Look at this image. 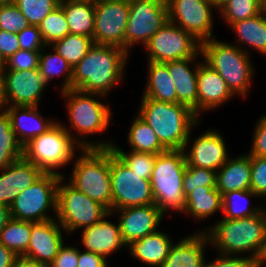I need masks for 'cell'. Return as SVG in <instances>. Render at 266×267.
<instances>
[{
    "label": "cell",
    "mask_w": 266,
    "mask_h": 267,
    "mask_svg": "<svg viewBox=\"0 0 266 267\" xmlns=\"http://www.w3.org/2000/svg\"><path fill=\"white\" fill-rule=\"evenodd\" d=\"M219 219L195 230L206 232L211 250L213 248V251L222 255L246 256L259 261L266 245L264 208L250 217Z\"/></svg>",
    "instance_id": "3957f363"
},
{
    "label": "cell",
    "mask_w": 266,
    "mask_h": 267,
    "mask_svg": "<svg viewBox=\"0 0 266 267\" xmlns=\"http://www.w3.org/2000/svg\"><path fill=\"white\" fill-rule=\"evenodd\" d=\"M109 211L100 203L91 200L61 177L57 187L56 220L73 237L100 221Z\"/></svg>",
    "instance_id": "9c48e42d"
},
{
    "label": "cell",
    "mask_w": 266,
    "mask_h": 267,
    "mask_svg": "<svg viewBox=\"0 0 266 267\" xmlns=\"http://www.w3.org/2000/svg\"><path fill=\"white\" fill-rule=\"evenodd\" d=\"M215 254L216 257L211 261L210 258H206L203 267H259V261L255 258Z\"/></svg>",
    "instance_id": "7dc6e473"
},
{
    "label": "cell",
    "mask_w": 266,
    "mask_h": 267,
    "mask_svg": "<svg viewBox=\"0 0 266 267\" xmlns=\"http://www.w3.org/2000/svg\"><path fill=\"white\" fill-rule=\"evenodd\" d=\"M200 121L191 131L183 149L188 166L217 171L232 155L227 140L218 128H208L194 136L193 131L201 126ZM196 128V129H195ZM194 136V137H192ZM193 138V140H192Z\"/></svg>",
    "instance_id": "9a60e30c"
},
{
    "label": "cell",
    "mask_w": 266,
    "mask_h": 267,
    "mask_svg": "<svg viewBox=\"0 0 266 267\" xmlns=\"http://www.w3.org/2000/svg\"><path fill=\"white\" fill-rule=\"evenodd\" d=\"M161 229L127 245L129 256L143 266L160 267L175 241L174 235Z\"/></svg>",
    "instance_id": "d4e9b609"
},
{
    "label": "cell",
    "mask_w": 266,
    "mask_h": 267,
    "mask_svg": "<svg viewBox=\"0 0 266 267\" xmlns=\"http://www.w3.org/2000/svg\"><path fill=\"white\" fill-rule=\"evenodd\" d=\"M41 106H6L5 110L11 119V127L17 140L24 147L36 136L47 132L58 121L47 118L39 111Z\"/></svg>",
    "instance_id": "603a6c76"
},
{
    "label": "cell",
    "mask_w": 266,
    "mask_h": 267,
    "mask_svg": "<svg viewBox=\"0 0 266 267\" xmlns=\"http://www.w3.org/2000/svg\"><path fill=\"white\" fill-rule=\"evenodd\" d=\"M256 124V125H255ZM251 136V147L247 153L250 156L266 157V113L258 117Z\"/></svg>",
    "instance_id": "bcb514c9"
},
{
    "label": "cell",
    "mask_w": 266,
    "mask_h": 267,
    "mask_svg": "<svg viewBox=\"0 0 266 267\" xmlns=\"http://www.w3.org/2000/svg\"><path fill=\"white\" fill-rule=\"evenodd\" d=\"M59 0H14L30 25L38 26L58 5Z\"/></svg>",
    "instance_id": "ab89813d"
},
{
    "label": "cell",
    "mask_w": 266,
    "mask_h": 267,
    "mask_svg": "<svg viewBox=\"0 0 266 267\" xmlns=\"http://www.w3.org/2000/svg\"><path fill=\"white\" fill-rule=\"evenodd\" d=\"M136 113L153 129L167 150H183L190 131L201 119L179 103L140 98Z\"/></svg>",
    "instance_id": "5b68a950"
},
{
    "label": "cell",
    "mask_w": 266,
    "mask_h": 267,
    "mask_svg": "<svg viewBox=\"0 0 266 267\" xmlns=\"http://www.w3.org/2000/svg\"><path fill=\"white\" fill-rule=\"evenodd\" d=\"M10 208L6 205L0 204V232L6 225V223L10 220Z\"/></svg>",
    "instance_id": "9f6ffc18"
},
{
    "label": "cell",
    "mask_w": 266,
    "mask_h": 267,
    "mask_svg": "<svg viewBox=\"0 0 266 267\" xmlns=\"http://www.w3.org/2000/svg\"><path fill=\"white\" fill-rule=\"evenodd\" d=\"M128 18L129 2L95 0L93 42L125 49V29Z\"/></svg>",
    "instance_id": "2e32d148"
},
{
    "label": "cell",
    "mask_w": 266,
    "mask_h": 267,
    "mask_svg": "<svg viewBox=\"0 0 266 267\" xmlns=\"http://www.w3.org/2000/svg\"><path fill=\"white\" fill-rule=\"evenodd\" d=\"M14 0H0V5L12 3Z\"/></svg>",
    "instance_id": "94428289"
},
{
    "label": "cell",
    "mask_w": 266,
    "mask_h": 267,
    "mask_svg": "<svg viewBox=\"0 0 266 267\" xmlns=\"http://www.w3.org/2000/svg\"><path fill=\"white\" fill-rule=\"evenodd\" d=\"M143 48L146 60L156 63L202 58L201 42L171 21L166 22Z\"/></svg>",
    "instance_id": "8fae6325"
},
{
    "label": "cell",
    "mask_w": 266,
    "mask_h": 267,
    "mask_svg": "<svg viewBox=\"0 0 266 267\" xmlns=\"http://www.w3.org/2000/svg\"><path fill=\"white\" fill-rule=\"evenodd\" d=\"M41 51L18 50L4 62L3 71H26L39 69Z\"/></svg>",
    "instance_id": "ee69618b"
},
{
    "label": "cell",
    "mask_w": 266,
    "mask_h": 267,
    "mask_svg": "<svg viewBox=\"0 0 266 267\" xmlns=\"http://www.w3.org/2000/svg\"><path fill=\"white\" fill-rule=\"evenodd\" d=\"M44 172L24 157L13 162V183L18 192L31 186Z\"/></svg>",
    "instance_id": "b9f144b4"
},
{
    "label": "cell",
    "mask_w": 266,
    "mask_h": 267,
    "mask_svg": "<svg viewBox=\"0 0 266 267\" xmlns=\"http://www.w3.org/2000/svg\"><path fill=\"white\" fill-rule=\"evenodd\" d=\"M203 61L225 81L231 92L241 100L251 95L254 88L256 67L254 58L237 45L214 37L201 43Z\"/></svg>",
    "instance_id": "277c9868"
},
{
    "label": "cell",
    "mask_w": 266,
    "mask_h": 267,
    "mask_svg": "<svg viewBox=\"0 0 266 267\" xmlns=\"http://www.w3.org/2000/svg\"><path fill=\"white\" fill-rule=\"evenodd\" d=\"M257 199L252 204L253 199ZM258 202V204H257ZM264 208V202L252 190L230 191L222 195V215L225 219L253 216Z\"/></svg>",
    "instance_id": "1f68e13d"
},
{
    "label": "cell",
    "mask_w": 266,
    "mask_h": 267,
    "mask_svg": "<svg viewBox=\"0 0 266 267\" xmlns=\"http://www.w3.org/2000/svg\"><path fill=\"white\" fill-rule=\"evenodd\" d=\"M251 156L246 152L230 156L216 171V188L223 195L230 191L250 190Z\"/></svg>",
    "instance_id": "484cf974"
},
{
    "label": "cell",
    "mask_w": 266,
    "mask_h": 267,
    "mask_svg": "<svg viewBox=\"0 0 266 267\" xmlns=\"http://www.w3.org/2000/svg\"><path fill=\"white\" fill-rule=\"evenodd\" d=\"M6 99H5V83H4V72L3 67H0V110L5 109Z\"/></svg>",
    "instance_id": "6f0895ef"
},
{
    "label": "cell",
    "mask_w": 266,
    "mask_h": 267,
    "mask_svg": "<svg viewBox=\"0 0 266 267\" xmlns=\"http://www.w3.org/2000/svg\"><path fill=\"white\" fill-rule=\"evenodd\" d=\"M22 157L23 146L12 130L9 114L0 110V171Z\"/></svg>",
    "instance_id": "e575fe53"
},
{
    "label": "cell",
    "mask_w": 266,
    "mask_h": 267,
    "mask_svg": "<svg viewBox=\"0 0 266 267\" xmlns=\"http://www.w3.org/2000/svg\"><path fill=\"white\" fill-rule=\"evenodd\" d=\"M186 166L183 150H166L156 157L150 183L154 204L165 216L172 211L182 215L185 209L182 181Z\"/></svg>",
    "instance_id": "52a82bcc"
},
{
    "label": "cell",
    "mask_w": 266,
    "mask_h": 267,
    "mask_svg": "<svg viewBox=\"0 0 266 267\" xmlns=\"http://www.w3.org/2000/svg\"><path fill=\"white\" fill-rule=\"evenodd\" d=\"M114 217L112 212H108L100 221L81 230L78 234L80 248L97 253L109 262L111 255L126 251L127 245L122 239L118 219L111 220Z\"/></svg>",
    "instance_id": "d6986e66"
},
{
    "label": "cell",
    "mask_w": 266,
    "mask_h": 267,
    "mask_svg": "<svg viewBox=\"0 0 266 267\" xmlns=\"http://www.w3.org/2000/svg\"><path fill=\"white\" fill-rule=\"evenodd\" d=\"M263 0H229L219 11L218 18L229 28L233 23L259 15Z\"/></svg>",
    "instance_id": "8d00e7d4"
},
{
    "label": "cell",
    "mask_w": 266,
    "mask_h": 267,
    "mask_svg": "<svg viewBox=\"0 0 266 267\" xmlns=\"http://www.w3.org/2000/svg\"><path fill=\"white\" fill-rule=\"evenodd\" d=\"M146 83L140 98L177 103V93L165 63L146 61Z\"/></svg>",
    "instance_id": "f1b7e54d"
},
{
    "label": "cell",
    "mask_w": 266,
    "mask_h": 267,
    "mask_svg": "<svg viewBox=\"0 0 266 267\" xmlns=\"http://www.w3.org/2000/svg\"><path fill=\"white\" fill-rule=\"evenodd\" d=\"M82 148L58 121L47 132L36 136L23 147V157L44 173L66 176V167ZM64 171V172H63Z\"/></svg>",
    "instance_id": "ba28073f"
},
{
    "label": "cell",
    "mask_w": 266,
    "mask_h": 267,
    "mask_svg": "<svg viewBox=\"0 0 266 267\" xmlns=\"http://www.w3.org/2000/svg\"><path fill=\"white\" fill-rule=\"evenodd\" d=\"M17 255L0 243V267H14Z\"/></svg>",
    "instance_id": "db71d44e"
},
{
    "label": "cell",
    "mask_w": 266,
    "mask_h": 267,
    "mask_svg": "<svg viewBox=\"0 0 266 267\" xmlns=\"http://www.w3.org/2000/svg\"><path fill=\"white\" fill-rule=\"evenodd\" d=\"M38 27L45 45H52L69 34L65 13L60 5L49 13Z\"/></svg>",
    "instance_id": "f35d334b"
},
{
    "label": "cell",
    "mask_w": 266,
    "mask_h": 267,
    "mask_svg": "<svg viewBox=\"0 0 266 267\" xmlns=\"http://www.w3.org/2000/svg\"><path fill=\"white\" fill-rule=\"evenodd\" d=\"M169 21L166 0H131L129 18L125 29V50L131 55L139 45L144 47L149 39ZM141 44V45H140Z\"/></svg>",
    "instance_id": "7c38bea8"
},
{
    "label": "cell",
    "mask_w": 266,
    "mask_h": 267,
    "mask_svg": "<svg viewBox=\"0 0 266 267\" xmlns=\"http://www.w3.org/2000/svg\"><path fill=\"white\" fill-rule=\"evenodd\" d=\"M263 11L266 13V0H263Z\"/></svg>",
    "instance_id": "6125c7cd"
},
{
    "label": "cell",
    "mask_w": 266,
    "mask_h": 267,
    "mask_svg": "<svg viewBox=\"0 0 266 267\" xmlns=\"http://www.w3.org/2000/svg\"><path fill=\"white\" fill-rule=\"evenodd\" d=\"M3 72L6 106H41L49 86L39 69Z\"/></svg>",
    "instance_id": "e0dca14e"
},
{
    "label": "cell",
    "mask_w": 266,
    "mask_h": 267,
    "mask_svg": "<svg viewBox=\"0 0 266 267\" xmlns=\"http://www.w3.org/2000/svg\"><path fill=\"white\" fill-rule=\"evenodd\" d=\"M59 96L64 100L66 119H68L67 123L62 120L59 122L72 139L82 149L111 148L115 139L98 137L106 134L111 124H115L112 121L114 111L110 107L112 104L107 101L108 98L75 89L62 91Z\"/></svg>",
    "instance_id": "6da1fadb"
},
{
    "label": "cell",
    "mask_w": 266,
    "mask_h": 267,
    "mask_svg": "<svg viewBox=\"0 0 266 267\" xmlns=\"http://www.w3.org/2000/svg\"><path fill=\"white\" fill-rule=\"evenodd\" d=\"M60 178L56 174L44 173L31 186L19 192L9 207L11 218L32 222L56 219Z\"/></svg>",
    "instance_id": "30bf717a"
},
{
    "label": "cell",
    "mask_w": 266,
    "mask_h": 267,
    "mask_svg": "<svg viewBox=\"0 0 266 267\" xmlns=\"http://www.w3.org/2000/svg\"><path fill=\"white\" fill-rule=\"evenodd\" d=\"M236 36L231 40L233 44L252 56L253 52L266 57V13L237 21L229 27ZM252 49V50H251Z\"/></svg>",
    "instance_id": "4316f807"
},
{
    "label": "cell",
    "mask_w": 266,
    "mask_h": 267,
    "mask_svg": "<svg viewBox=\"0 0 266 267\" xmlns=\"http://www.w3.org/2000/svg\"><path fill=\"white\" fill-rule=\"evenodd\" d=\"M78 267H111L110 262L97 253L80 249L78 246Z\"/></svg>",
    "instance_id": "f5cc1de1"
},
{
    "label": "cell",
    "mask_w": 266,
    "mask_h": 267,
    "mask_svg": "<svg viewBox=\"0 0 266 267\" xmlns=\"http://www.w3.org/2000/svg\"><path fill=\"white\" fill-rule=\"evenodd\" d=\"M70 166V173L67 172L64 178L111 212L110 148L81 149Z\"/></svg>",
    "instance_id": "8992f818"
},
{
    "label": "cell",
    "mask_w": 266,
    "mask_h": 267,
    "mask_svg": "<svg viewBox=\"0 0 266 267\" xmlns=\"http://www.w3.org/2000/svg\"><path fill=\"white\" fill-rule=\"evenodd\" d=\"M222 215V194L216 186H205L192 190L185 196L183 216L198 221L210 220L212 216Z\"/></svg>",
    "instance_id": "83f0119b"
},
{
    "label": "cell",
    "mask_w": 266,
    "mask_h": 267,
    "mask_svg": "<svg viewBox=\"0 0 266 267\" xmlns=\"http://www.w3.org/2000/svg\"><path fill=\"white\" fill-rule=\"evenodd\" d=\"M130 56L122 47L94 43L72 69V89L109 98L126 81Z\"/></svg>",
    "instance_id": "7a4b0ae2"
},
{
    "label": "cell",
    "mask_w": 266,
    "mask_h": 267,
    "mask_svg": "<svg viewBox=\"0 0 266 267\" xmlns=\"http://www.w3.org/2000/svg\"><path fill=\"white\" fill-rule=\"evenodd\" d=\"M197 84V116L200 119L206 112H216L236 97L226 81L204 61L199 64Z\"/></svg>",
    "instance_id": "44dd1931"
},
{
    "label": "cell",
    "mask_w": 266,
    "mask_h": 267,
    "mask_svg": "<svg viewBox=\"0 0 266 267\" xmlns=\"http://www.w3.org/2000/svg\"><path fill=\"white\" fill-rule=\"evenodd\" d=\"M29 25L26 17L13 2L0 5V30L18 33Z\"/></svg>",
    "instance_id": "7bdbcfd3"
},
{
    "label": "cell",
    "mask_w": 266,
    "mask_h": 267,
    "mask_svg": "<svg viewBox=\"0 0 266 267\" xmlns=\"http://www.w3.org/2000/svg\"><path fill=\"white\" fill-rule=\"evenodd\" d=\"M67 240L60 247L57 256L49 267H78V246L67 243Z\"/></svg>",
    "instance_id": "f907efd6"
},
{
    "label": "cell",
    "mask_w": 266,
    "mask_h": 267,
    "mask_svg": "<svg viewBox=\"0 0 266 267\" xmlns=\"http://www.w3.org/2000/svg\"><path fill=\"white\" fill-rule=\"evenodd\" d=\"M13 183V163L0 171V204L10 207L18 195Z\"/></svg>",
    "instance_id": "c3c4849f"
},
{
    "label": "cell",
    "mask_w": 266,
    "mask_h": 267,
    "mask_svg": "<svg viewBox=\"0 0 266 267\" xmlns=\"http://www.w3.org/2000/svg\"><path fill=\"white\" fill-rule=\"evenodd\" d=\"M203 58H185L165 62L177 93V103L190 108L197 115V77Z\"/></svg>",
    "instance_id": "cb8c5ba5"
},
{
    "label": "cell",
    "mask_w": 266,
    "mask_h": 267,
    "mask_svg": "<svg viewBox=\"0 0 266 267\" xmlns=\"http://www.w3.org/2000/svg\"><path fill=\"white\" fill-rule=\"evenodd\" d=\"M20 49L17 33L0 30V58L3 62Z\"/></svg>",
    "instance_id": "816d5d0a"
},
{
    "label": "cell",
    "mask_w": 266,
    "mask_h": 267,
    "mask_svg": "<svg viewBox=\"0 0 266 267\" xmlns=\"http://www.w3.org/2000/svg\"><path fill=\"white\" fill-rule=\"evenodd\" d=\"M130 120L125 140L129 150L159 154L167 149L160 143L153 129L136 113Z\"/></svg>",
    "instance_id": "d6a6232c"
},
{
    "label": "cell",
    "mask_w": 266,
    "mask_h": 267,
    "mask_svg": "<svg viewBox=\"0 0 266 267\" xmlns=\"http://www.w3.org/2000/svg\"><path fill=\"white\" fill-rule=\"evenodd\" d=\"M259 267H266V245L262 253V256L259 260Z\"/></svg>",
    "instance_id": "91938a15"
},
{
    "label": "cell",
    "mask_w": 266,
    "mask_h": 267,
    "mask_svg": "<svg viewBox=\"0 0 266 267\" xmlns=\"http://www.w3.org/2000/svg\"><path fill=\"white\" fill-rule=\"evenodd\" d=\"M166 3L169 21L192 34L201 43L220 37L214 32V15L217 18L218 11L209 0H166Z\"/></svg>",
    "instance_id": "5bb4252c"
},
{
    "label": "cell",
    "mask_w": 266,
    "mask_h": 267,
    "mask_svg": "<svg viewBox=\"0 0 266 267\" xmlns=\"http://www.w3.org/2000/svg\"><path fill=\"white\" fill-rule=\"evenodd\" d=\"M31 230L32 221L10 218L0 232V243L17 256H23L28 249Z\"/></svg>",
    "instance_id": "836d02e7"
},
{
    "label": "cell",
    "mask_w": 266,
    "mask_h": 267,
    "mask_svg": "<svg viewBox=\"0 0 266 267\" xmlns=\"http://www.w3.org/2000/svg\"><path fill=\"white\" fill-rule=\"evenodd\" d=\"M17 36L21 50L42 51L46 46L38 26L29 25L25 29L19 31Z\"/></svg>",
    "instance_id": "681fc988"
},
{
    "label": "cell",
    "mask_w": 266,
    "mask_h": 267,
    "mask_svg": "<svg viewBox=\"0 0 266 267\" xmlns=\"http://www.w3.org/2000/svg\"><path fill=\"white\" fill-rule=\"evenodd\" d=\"M69 33L93 37L95 0H61Z\"/></svg>",
    "instance_id": "f546056e"
},
{
    "label": "cell",
    "mask_w": 266,
    "mask_h": 267,
    "mask_svg": "<svg viewBox=\"0 0 266 267\" xmlns=\"http://www.w3.org/2000/svg\"><path fill=\"white\" fill-rule=\"evenodd\" d=\"M39 71L48 86L55 78H61L58 93L72 89V68L50 45H46L39 57Z\"/></svg>",
    "instance_id": "4dcf8cb0"
},
{
    "label": "cell",
    "mask_w": 266,
    "mask_h": 267,
    "mask_svg": "<svg viewBox=\"0 0 266 267\" xmlns=\"http://www.w3.org/2000/svg\"><path fill=\"white\" fill-rule=\"evenodd\" d=\"M192 232L174 241L160 267H203L210 241L205 231Z\"/></svg>",
    "instance_id": "7402d4cb"
},
{
    "label": "cell",
    "mask_w": 266,
    "mask_h": 267,
    "mask_svg": "<svg viewBox=\"0 0 266 267\" xmlns=\"http://www.w3.org/2000/svg\"><path fill=\"white\" fill-rule=\"evenodd\" d=\"M111 150L135 173L141 178L150 180L158 154L135 152L125 150L120 144L113 142Z\"/></svg>",
    "instance_id": "74e56055"
},
{
    "label": "cell",
    "mask_w": 266,
    "mask_h": 267,
    "mask_svg": "<svg viewBox=\"0 0 266 267\" xmlns=\"http://www.w3.org/2000/svg\"><path fill=\"white\" fill-rule=\"evenodd\" d=\"M112 209L154 204L150 180L133 172L110 148Z\"/></svg>",
    "instance_id": "4fadbf2b"
},
{
    "label": "cell",
    "mask_w": 266,
    "mask_h": 267,
    "mask_svg": "<svg viewBox=\"0 0 266 267\" xmlns=\"http://www.w3.org/2000/svg\"><path fill=\"white\" fill-rule=\"evenodd\" d=\"M14 267H49V266L42 264L38 261L31 260L24 256H18L15 261Z\"/></svg>",
    "instance_id": "11a10c76"
},
{
    "label": "cell",
    "mask_w": 266,
    "mask_h": 267,
    "mask_svg": "<svg viewBox=\"0 0 266 267\" xmlns=\"http://www.w3.org/2000/svg\"><path fill=\"white\" fill-rule=\"evenodd\" d=\"M205 186H216V171L187 165L182 181L184 196Z\"/></svg>",
    "instance_id": "60d3db41"
},
{
    "label": "cell",
    "mask_w": 266,
    "mask_h": 267,
    "mask_svg": "<svg viewBox=\"0 0 266 267\" xmlns=\"http://www.w3.org/2000/svg\"><path fill=\"white\" fill-rule=\"evenodd\" d=\"M3 66H4V62L0 58V67H3Z\"/></svg>",
    "instance_id": "be15d7a7"
},
{
    "label": "cell",
    "mask_w": 266,
    "mask_h": 267,
    "mask_svg": "<svg viewBox=\"0 0 266 267\" xmlns=\"http://www.w3.org/2000/svg\"><path fill=\"white\" fill-rule=\"evenodd\" d=\"M111 212L118 219L121 236L126 245L158 231L162 228L161 222L166 218L155 204L112 209Z\"/></svg>",
    "instance_id": "ac0fdd59"
},
{
    "label": "cell",
    "mask_w": 266,
    "mask_h": 267,
    "mask_svg": "<svg viewBox=\"0 0 266 267\" xmlns=\"http://www.w3.org/2000/svg\"><path fill=\"white\" fill-rule=\"evenodd\" d=\"M264 202H265V203H264V204H265V205H264V210H265V212H266V201H264Z\"/></svg>",
    "instance_id": "e7e4bbea"
},
{
    "label": "cell",
    "mask_w": 266,
    "mask_h": 267,
    "mask_svg": "<svg viewBox=\"0 0 266 267\" xmlns=\"http://www.w3.org/2000/svg\"><path fill=\"white\" fill-rule=\"evenodd\" d=\"M94 44L92 37L68 34L50 45L73 69Z\"/></svg>",
    "instance_id": "d590c367"
},
{
    "label": "cell",
    "mask_w": 266,
    "mask_h": 267,
    "mask_svg": "<svg viewBox=\"0 0 266 267\" xmlns=\"http://www.w3.org/2000/svg\"><path fill=\"white\" fill-rule=\"evenodd\" d=\"M212 6L219 11L229 0H209Z\"/></svg>",
    "instance_id": "680465c9"
},
{
    "label": "cell",
    "mask_w": 266,
    "mask_h": 267,
    "mask_svg": "<svg viewBox=\"0 0 266 267\" xmlns=\"http://www.w3.org/2000/svg\"><path fill=\"white\" fill-rule=\"evenodd\" d=\"M66 234L56 219L32 222L30 242L23 256L49 266L65 239H69Z\"/></svg>",
    "instance_id": "ffe728a7"
},
{
    "label": "cell",
    "mask_w": 266,
    "mask_h": 267,
    "mask_svg": "<svg viewBox=\"0 0 266 267\" xmlns=\"http://www.w3.org/2000/svg\"><path fill=\"white\" fill-rule=\"evenodd\" d=\"M250 190L266 201V157L251 156Z\"/></svg>",
    "instance_id": "f6af8a7d"
}]
</instances>
